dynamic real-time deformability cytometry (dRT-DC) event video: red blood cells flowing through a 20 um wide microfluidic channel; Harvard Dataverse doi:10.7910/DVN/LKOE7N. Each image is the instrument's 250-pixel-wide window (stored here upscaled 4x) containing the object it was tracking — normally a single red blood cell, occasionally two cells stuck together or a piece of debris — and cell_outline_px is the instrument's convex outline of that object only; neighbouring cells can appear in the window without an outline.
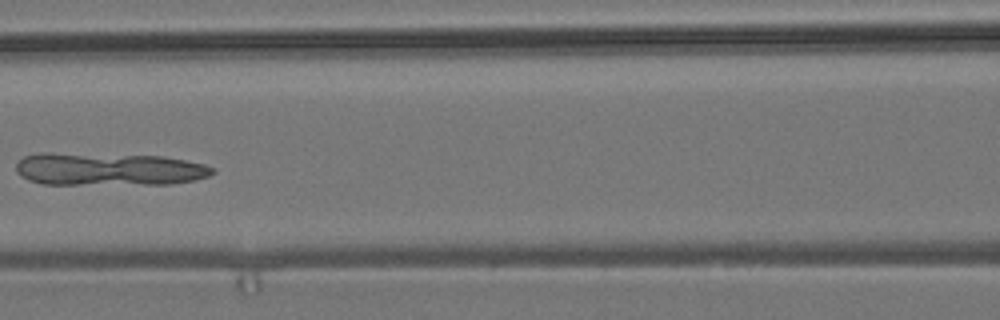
{"species": "common noctule bat (a hibernating species)", "species_latin": "Nyctalus noctula", "temperature_condition": "room temperature", "stored_images_in_passage": 7, "camera_frame_rate_fps": 3000, "um_per_image_px": 0.085, "animal": {"sex": "male", "body_mass_g": 19.2, "forearm_length_mm": 51.8}, "frame": {"image": 1, "passage_image": 7, "time_ms": 7.667, "image_size_px": [1000, 320], "cell_outline_px": [[216, 172], [208, 176], [192, 180], [172, 184], [44, 184], [28, 180], [20, 176], [16, 172], [16, 164], [24, 156], [40, 152], [48, 152], [164, 156], [204, 164], [216, 168]], "centroid_in_image_um": [9.22, 14.37], "position_along_channel_um": 157.4, "area_um2": 37.92}}